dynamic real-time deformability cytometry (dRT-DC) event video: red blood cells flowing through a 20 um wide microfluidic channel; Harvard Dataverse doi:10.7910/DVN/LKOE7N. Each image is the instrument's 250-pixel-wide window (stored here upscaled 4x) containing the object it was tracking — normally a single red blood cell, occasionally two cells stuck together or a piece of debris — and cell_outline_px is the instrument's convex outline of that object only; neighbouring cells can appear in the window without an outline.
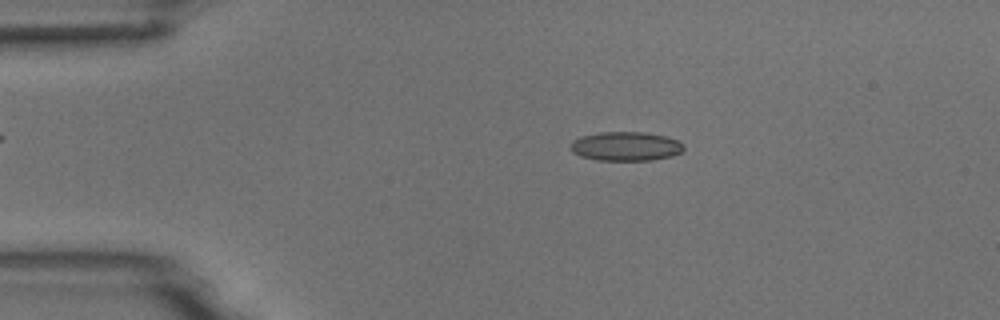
{"species": "common noctule bat (a hibernating species)", "species_latin": "Nyctalus noctula", "temperature_condition": "room temperature", "stored_images_in_passage": 4, "camera_frame_rate_fps": 3000, "um_per_image_px": 0.085, "animal": {"sex": "male", "body_mass_g": 18.8}, "frame": {"image": 1, "passage_image": 2, "time_ms": 1.0, "image_size_px": [1000, 320], "cell_outline_px": [[684, 148], [680, 152], [672, 156], [652, 160], [596, 160], [580, 156], [572, 152], [572, 140], [580, 136], [600, 132], [644, 132], [664, 136], [676, 140], [684, 144]], "centroid_in_image_um": [53.18, 12.43], "position_along_channel_um": 31.8, "area_um2": 19.13}}
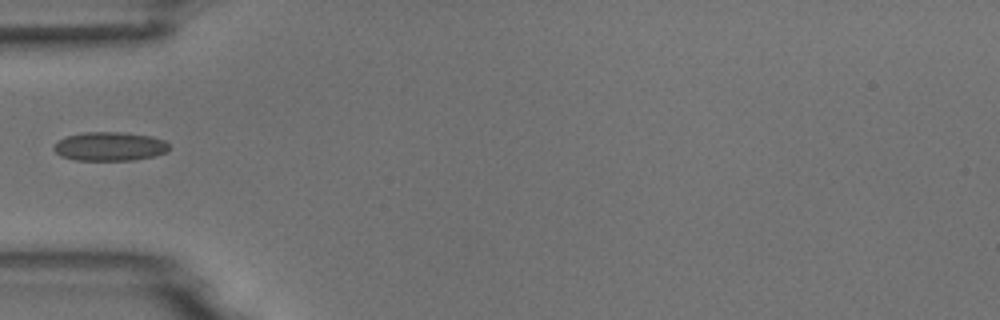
{"frame": {"image": 2, "passage_image": 4, "time_ms": 3.333, "image_size_px": [1000, 320], "cell_outline_px": [[168, 152], [152, 156], [132, 160], [76, 160], [60, 156], [52, 148], [60, 140], [68, 136], [84, 132], [120, 132], [152, 136], [164, 140], [168, 144]], "centroid_in_image_um": [9.33, 12.44], "position_along_channel_um": 75.7, "area_um2": 19.25}}